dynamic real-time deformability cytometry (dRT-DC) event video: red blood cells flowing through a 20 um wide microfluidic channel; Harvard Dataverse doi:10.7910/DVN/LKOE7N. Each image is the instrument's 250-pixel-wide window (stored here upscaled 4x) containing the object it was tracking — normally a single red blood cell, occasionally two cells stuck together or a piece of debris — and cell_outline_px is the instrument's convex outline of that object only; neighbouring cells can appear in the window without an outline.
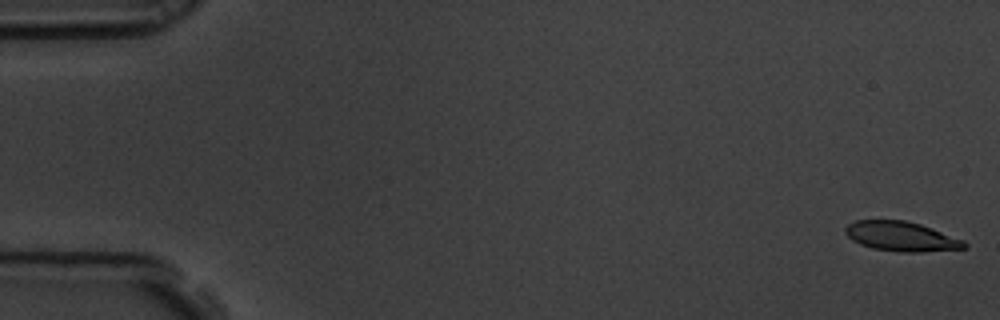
{"species": "common noctule bat (a hibernating species)", "species_latin": "Nyctalus noctula", "temperature_condition": "room temperature", "stored_images_in_passage": 9, "camera_frame_rate_fps": 3000, "um_per_image_px": 0.085, "animal": {"sex": "male", "body_mass_g": 19.5, "forearm_length_mm": 54.6}, "frame": {"image": 1, "passage_image": 1, "time_ms": 0.0, "image_size_px": [1000, 320], "cell_outline_px": [[968, 248], [920, 252], [900, 252], [872, 248], [860, 244], [852, 240], [844, 232], [844, 228], [848, 224], [856, 220], [904, 220], [920, 224], [932, 228], [964, 240], [968, 244]], "centroid_in_image_um": [76.62, 20.1], "position_along_channel_um": 8.4, "area_um2": 20.63}}